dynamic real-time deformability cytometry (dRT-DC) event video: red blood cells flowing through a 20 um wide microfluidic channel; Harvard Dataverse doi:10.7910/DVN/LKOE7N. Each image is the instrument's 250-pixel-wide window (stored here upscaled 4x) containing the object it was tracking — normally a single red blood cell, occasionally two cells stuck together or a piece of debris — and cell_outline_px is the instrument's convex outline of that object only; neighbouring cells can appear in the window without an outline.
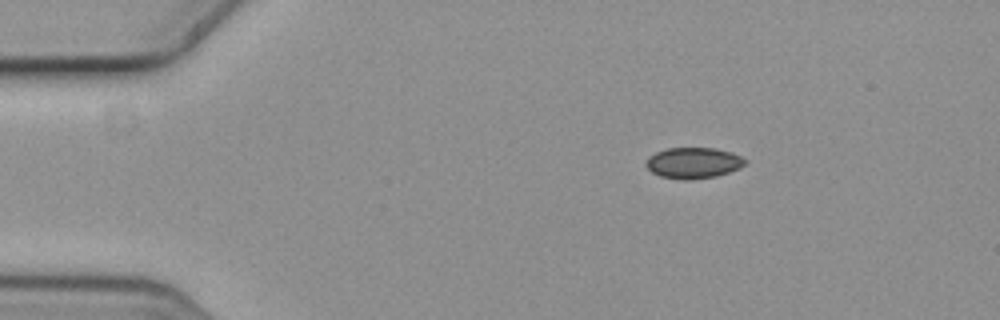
{"species": "common noctule bat (a hibernating species)", "species_latin": "Nyctalus noctula", "temperature_condition": "cold", "stored_images_in_passage": 3, "camera_frame_rate_fps": 3000, "um_per_image_px": 0.085, "animal": {"sex": "female", "body_mass_g": 19.3, "forearm_length_mm": 54.1}, "frame": {"image": 1, "passage_image": 1, "time_ms": 0.0, "image_size_px": [1000, 320], "cell_outline_px": [[748, 160], [740, 168], [716, 176], [660, 176], [652, 172], [644, 164], [648, 156], [656, 152], [668, 148], [716, 148], [732, 152]], "centroid_in_image_um": [58.95, 13.78], "position_along_channel_um": 26.0, "area_um2": 17.05}}